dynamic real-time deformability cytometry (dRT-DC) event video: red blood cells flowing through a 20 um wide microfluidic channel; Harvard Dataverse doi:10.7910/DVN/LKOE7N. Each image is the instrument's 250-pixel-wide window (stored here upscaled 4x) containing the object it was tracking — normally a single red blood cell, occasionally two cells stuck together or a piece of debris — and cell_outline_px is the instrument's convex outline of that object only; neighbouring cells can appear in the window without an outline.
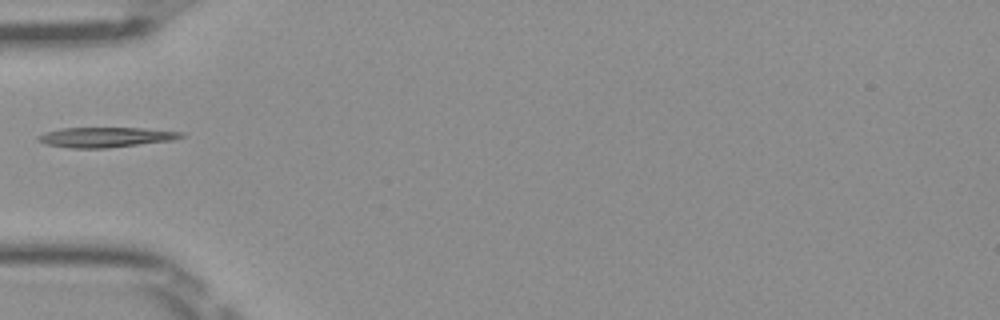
{"species": "Egyptian fruit bat (a non-hibernating species)", "species_latin": "Rousettus aegyptiacus", "temperature_condition": "room temperature", "stored_images_in_passage": 34, "camera_frame_rate_fps": 3000, "um_per_image_px": 0.085, "frame": {"image": 1, "passage_image": 1, "time_ms": 0.0, "image_size_px": [1000, 320], "cell_outline_px": [[184, 136], [172, 140], [108, 148], [72, 148], [44, 144], [36, 140], [36, 136], [44, 132], [64, 128], [144, 128], [184, 132]], "centroid_in_image_um": [8.94, 11.66], "position_along_channel_um": 76.1, "area_um2": 16.7}}
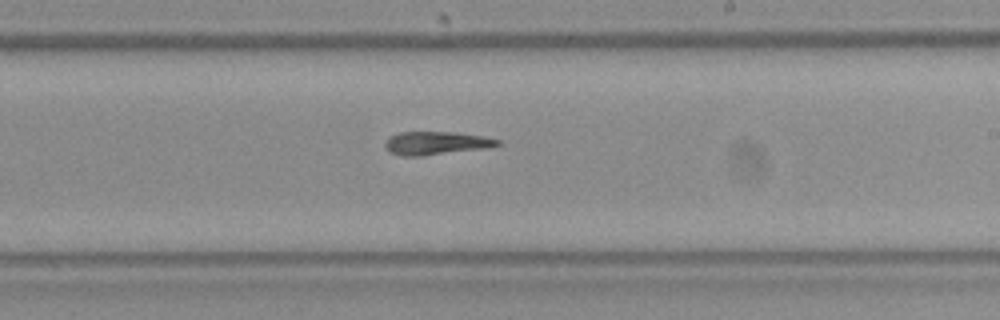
{"frame": {"image": 2, "passage_image": 14, "time_ms": 4.333, "image_size_px": [1000, 320], "cell_outline_px": [[504, 144], [492, 148], [420, 156], [400, 156], [388, 152], [384, 144], [388, 136], [400, 132], [456, 132], [484, 136], [504, 140]], "centroid_in_image_um": [37.15, 12.17], "position_along_channel_um": 251.8, "area_um2": 15.78}}
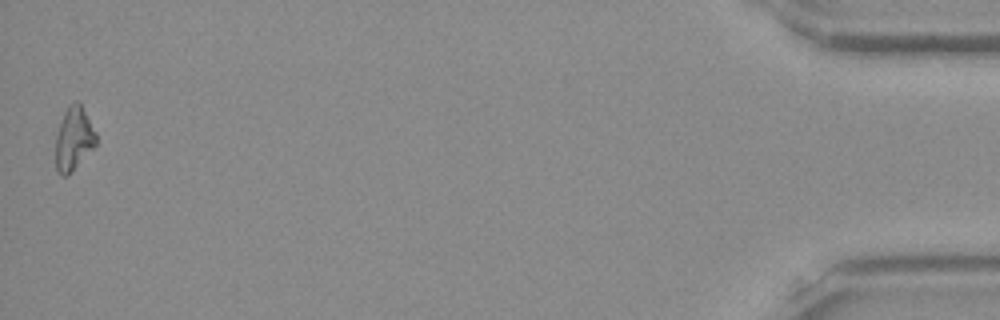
{"frame": {"image": 3, "passage_image": 34, "time_ms": 11.0, "image_size_px": [1000, 320], "cell_outline_px": [[96, 144], [68, 176], [60, 176], [56, 172], [56, 136], [64, 112], [68, 104], [76, 100], [80, 104], [96, 132]], "centroid_in_image_um": [6.25, 11.82], "position_along_channel_um": 429.0, "area_um2": 14.8}}